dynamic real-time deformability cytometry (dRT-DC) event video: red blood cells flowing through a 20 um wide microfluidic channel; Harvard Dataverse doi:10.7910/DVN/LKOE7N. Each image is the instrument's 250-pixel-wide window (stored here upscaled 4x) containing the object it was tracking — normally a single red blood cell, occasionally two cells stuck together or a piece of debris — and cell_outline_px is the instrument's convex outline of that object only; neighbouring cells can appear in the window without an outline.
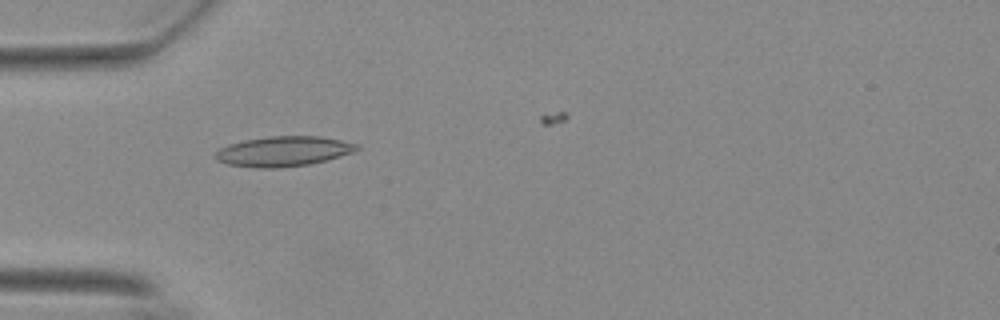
{"species": "Egyptian fruit bat (a non-hibernating species)", "species_latin": "Rousettus aegyptiacus", "temperature_condition": "warm", "stored_images_in_passage": 31, "camera_frame_rate_fps": 3000, "um_per_image_px": 0.085, "animal": {"sex": "female"}, "frame": {"image": 1, "passage_image": 18, "time_ms": 5.667, "image_size_px": [1000, 320], "cell_outline_px": [[360, 148], [356, 152], [308, 164], [280, 168], [252, 168], [228, 164], [216, 160], [212, 156], [220, 148], [228, 144], [244, 140], [268, 136], [320, 136], [360, 144]], "centroid_in_image_um": [24.08, 12.86], "position_along_channel_um": 60.9, "area_um2": 24.97}}
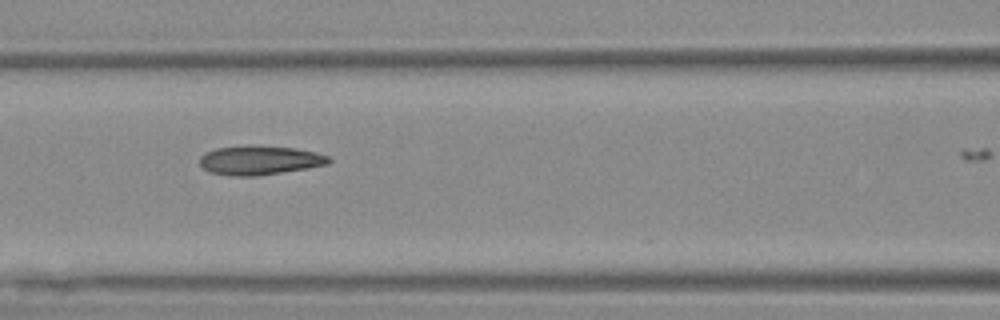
{"frame": {"image": 2, "passage_image": 25, "time_ms": 8.0, "image_size_px": [1000, 320], "cell_outline_px": [[332, 160], [328, 164], [308, 168], [256, 176], [232, 176], [208, 172], [200, 164], [200, 156], [204, 152], [216, 148], [296, 148], [316, 152], [328, 156]], "centroid_in_image_um": [22.08, 13.67], "position_along_channel_um": 144.5, "area_um2": 21.1}}
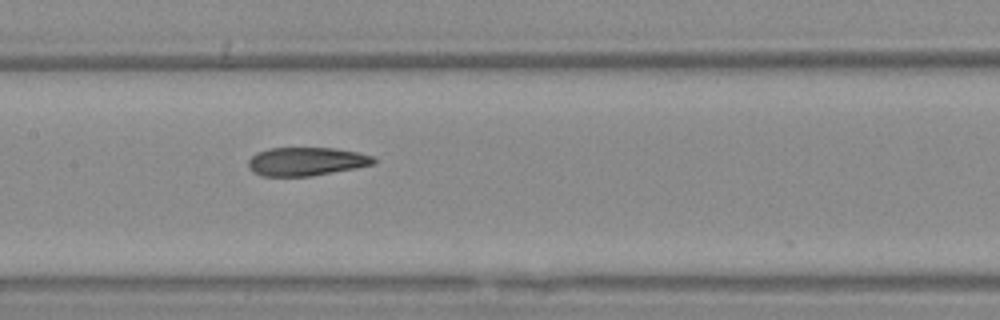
{"frame": {"image": 3, "passage_image": 28, "time_ms": 9.0, "image_size_px": [1000, 320], "cell_outline_px": [[376, 160], [372, 164], [356, 168], [312, 176], [260, 176], [252, 172], [248, 168], [248, 160], [256, 152], [268, 148], [336, 148], [360, 152], [372, 156]], "centroid_in_image_um": [26.0, 13.72], "position_along_channel_um": 181.4, "area_um2": 20.98}}